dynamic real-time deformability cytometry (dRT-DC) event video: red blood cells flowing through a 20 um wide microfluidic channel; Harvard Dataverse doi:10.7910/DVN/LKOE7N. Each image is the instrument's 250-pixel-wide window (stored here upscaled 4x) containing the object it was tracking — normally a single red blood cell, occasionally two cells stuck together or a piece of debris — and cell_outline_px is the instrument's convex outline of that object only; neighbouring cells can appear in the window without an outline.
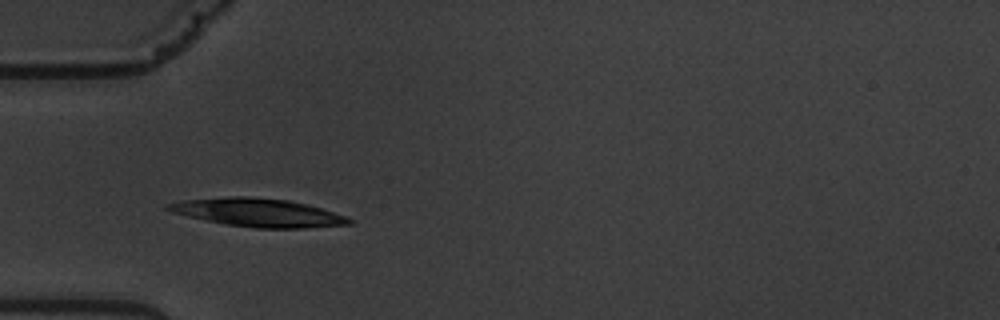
{"species": "common noctule bat (a hibernating species)", "species_latin": "Nyctalus noctula", "temperature_condition": "warm", "stored_images_in_passage": 2, "camera_frame_rate_fps": 3000, "um_per_image_px": 0.085, "animal": {"sex": "male", "body_mass_g": 19.5, "forearm_length_mm": 54.6}, "frame": {"image": 1, "passage_image": 1, "time_ms": 0.0, "image_size_px": [1000, 320], "cell_outline_px": [[352, 224], [304, 228], [256, 228], [228, 224], [188, 216], [172, 212], [164, 208], [164, 204], [180, 200], [228, 196], [252, 196], [288, 200], [308, 204], [348, 216], [352, 220]], "centroid_in_image_um": [21.94, 18.05], "position_along_channel_um": 63.1, "area_um2": 29.94}}
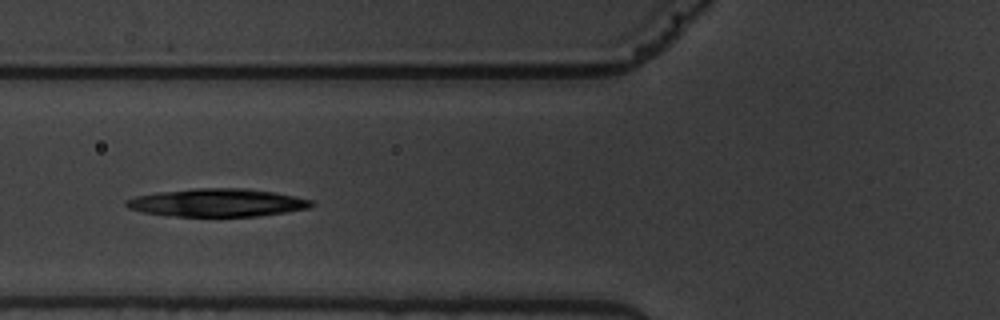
{"frame": {"image": 2, "passage_image": 2, "time_ms": 1.333, "image_size_px": [1000, 320], "cell_outline_px": [[316, 204], [308, 208], [260, 216], [172, 216], [144, 212], [128, 208], [124, 204], [124, 200], [136, 196], [160, 192], [196, 188], [248, 188], [296, 196], [312, 200]], "centroid_in_image_um": [18.48, 17.22], "position_along_channel_um": 107.3, "area_um2": 30.11}}